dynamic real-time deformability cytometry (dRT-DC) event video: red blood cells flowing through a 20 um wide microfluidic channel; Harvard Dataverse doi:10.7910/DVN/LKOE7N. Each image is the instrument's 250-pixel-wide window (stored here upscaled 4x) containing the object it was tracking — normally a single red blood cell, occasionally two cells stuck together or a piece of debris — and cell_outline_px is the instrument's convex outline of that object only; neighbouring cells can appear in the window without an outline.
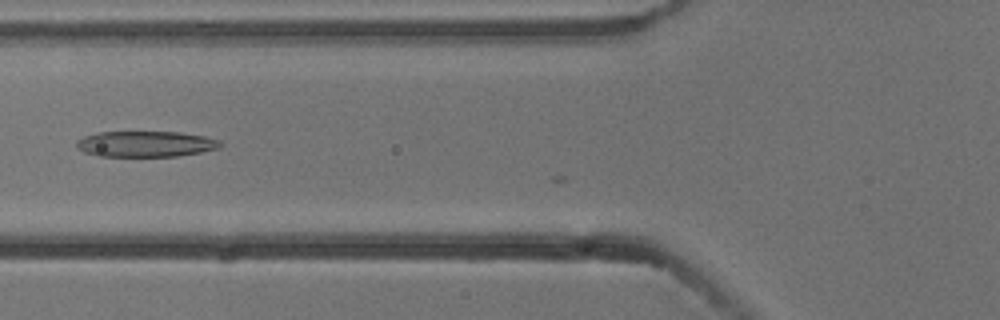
{"species": "common noctule bat (a hibernating species)", "species_latin": "Nyctalus noctula", "temperature_condition": "cold", "stored_images_in_passage": 8, "camera_frame_rate_fps": 3000, "um_per_image_px": 0.085, "animal": {"sex": "male", "body_mass_g": 13.3}, "frame": {"image": 1, "passage_image": 5, "time_ms": 1.333, "image_size_px": [1000, 320], "cell_outline_px": [[224, 144], [220, 148], [200, 152], [176, 156], [100, 156], [84, 152], [76, 148], [76, 140], [84, 136], [96, 132], [180, 132], [204, 136], [220, 140]], "centroid_in_image_um": [12.38, 12.23], "position_along_channel_um": 113.4, "area_um2": 21.73}}
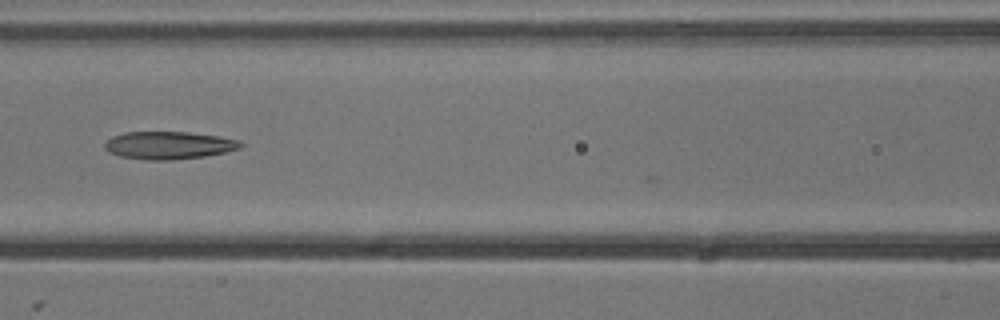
{"frame": {"image": 2, "passage_image": 6, "time_ms": 1.667, "image_size_px": [1000, 320], "cell_outline_px": [[244, 144], [240, 148], [224, 152], [204, 156], [172, 160], [148, 160], [120, 156], [108, 152], [104, 148], [104, 144], [112, 136], [124, 132], [188, 132], [220, 136], [240, 140]], "centroid_in_image_um": [14.34, 12.34], "position_along_channel_um": 152.3, "area_um2": 21.96}}
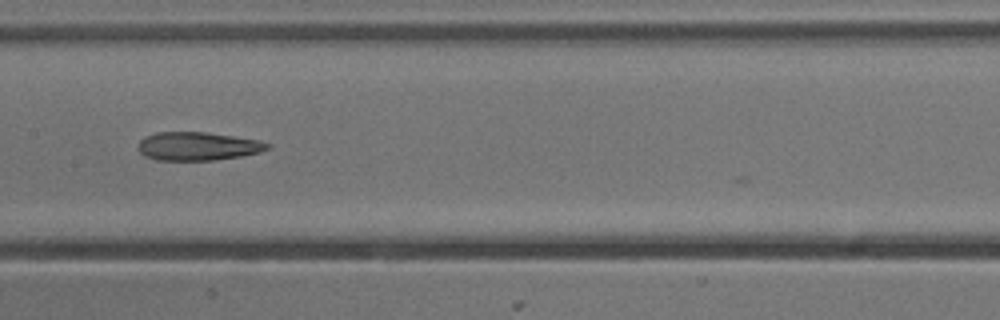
{"frame": {"image": 3, "passage_image": 7, "time_ms": 2.0, "image_size_px": [1000, 320], "cell_outline_px": [[272, 144], [268, 148], [260, 152], [240, 156], [212, 160], [156, 160], [144, 156], [136, 148], [136, 144], [144, 136], [156, 132], [204, 132], [260, 140]], "centroid_in_image_um": [16.75, 12.42], "position_along_channel_um": 190.6, "area_um2": 21.5}}